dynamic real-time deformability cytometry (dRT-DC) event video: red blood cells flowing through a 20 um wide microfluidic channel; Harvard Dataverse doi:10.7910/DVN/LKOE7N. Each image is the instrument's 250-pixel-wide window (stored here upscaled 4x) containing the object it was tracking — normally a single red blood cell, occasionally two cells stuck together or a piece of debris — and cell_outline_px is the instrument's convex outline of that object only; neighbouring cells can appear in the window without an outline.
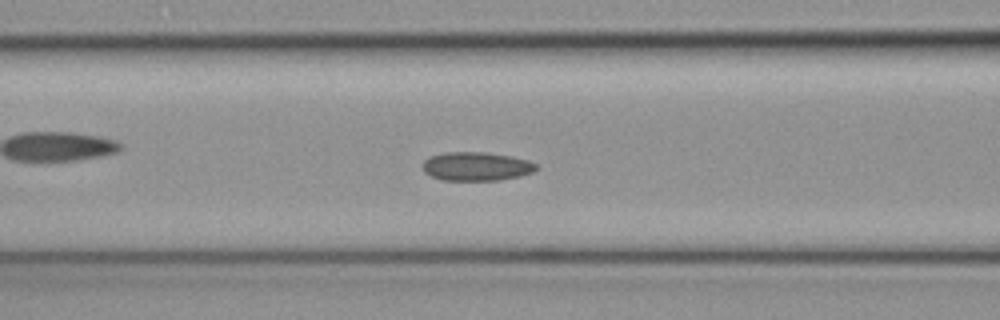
{"species": "common noctule bat (a hibernating species)", "species_latin": "Nyctalus noctula", "temperature_condition": "cold", "stored_images_in_passage": 44, "camera_frame_rate_fps": 3000, "um_per_image_px": 0.085, "animal": {"sex": "female", "body_mass_g": 19.3, "forearm_length_mm": 54.1}, "frame": {"image": 1, "passage_image": 15, "time_ms": 4.667, "image_size_px": [1000, 320], "cell_outline_px": [[536, 168], [532, 172], [520, 176], [500, 180], [444, 180], [432, 176], [424, 172], [424, 160], [428, 156], [448, 152], [484, 152], [512, 156], [528, 160], [536, 164]], "centroid_in_image_um": [40.49, 14.13], "position_along_channel_um": 126.1, "area_um2": 18.9}}
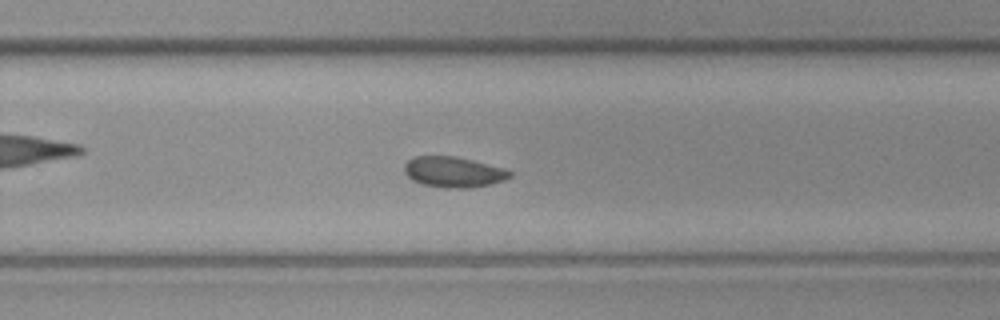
{"frame": {"image": 2, "passage_image": 27, "time_ms": 8.667, "image_size_px": [1000, 320], "cell_outline_px": [[512, 176], [504, 180], [472, 188], [444, 188], [420, 184], [412, 180], [404, 172], [404, 164], [412, 156], [456, 156], [504, 168], [512, 172]], "centroid_in_image_um": [38.51, 14.62], "position_along_channel_um": 291.3, "area_um2": 18.96}}
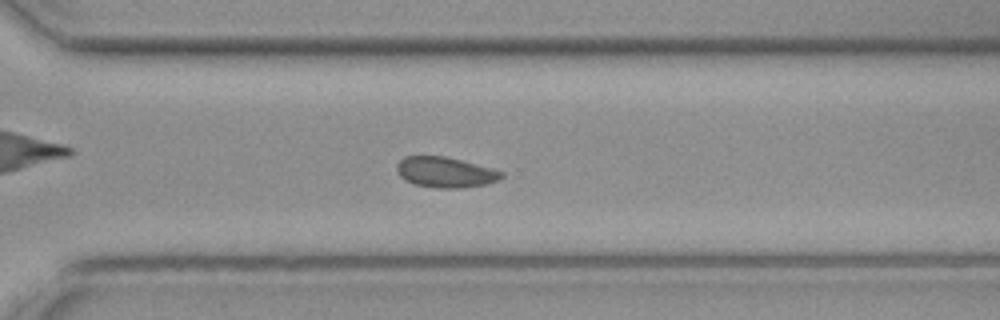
{"frame": {"image": 3, "passage_image": 30, "time_ms": 9.667, "image_size_px": [1000, 320], "cell_outline_px": [[504, 176], [488, 184], [460, 188], [436, 188], [416, 184], [400, 176], [396, 172], [396, 164], [404, 156], [444, 156], [492, 168], [504, 172]], "centroid_in_image_um": [37.85, 14.64], "position_along_channel_um": 332.8, "area_um2": 18.5}}